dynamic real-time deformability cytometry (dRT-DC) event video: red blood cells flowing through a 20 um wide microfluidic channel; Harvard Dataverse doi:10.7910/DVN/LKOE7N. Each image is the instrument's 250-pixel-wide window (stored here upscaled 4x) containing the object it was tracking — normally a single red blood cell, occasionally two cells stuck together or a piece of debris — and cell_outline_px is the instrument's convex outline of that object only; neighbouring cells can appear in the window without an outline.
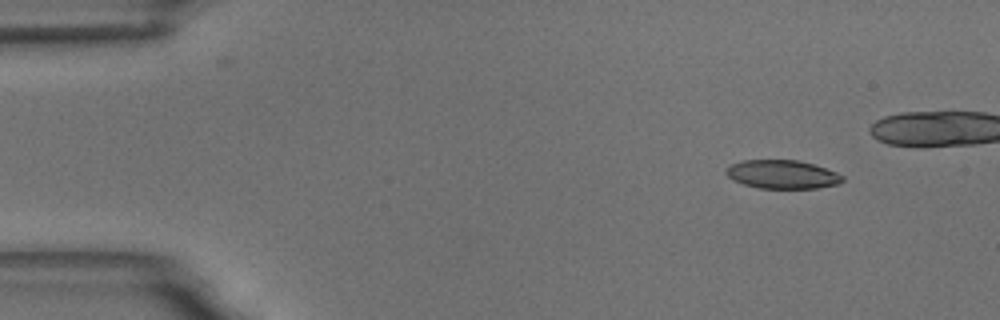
{"species": "common noctule bat (a hibernating species)", "species_latin": "Nyctalus noctula", "temperature_condition": "room temperature", "stored_images_in_passage": 5, "camera_frame_rate_fps": 3000, "um_per_image_px": 0.085, "animal": {"sex": "male", "body_mass_g": 18.8}, "frame": {"image": 1, "passage_image": 2, "time_ms": 1.0, "image_size_px": [1000, 320], "cell_outline_px": [[844, 180], [840, 184], [816, 188], [760, 188], [744, 184], [732, 180], [724, 172], [732, 164], [744, 160], [796, 160], [812, 164], [836, 172], [844, 176]], "centroid_in_image_um": [66.51, 14.83], "position_along_channel_um": 18.5, "area_um2": 19.25}}